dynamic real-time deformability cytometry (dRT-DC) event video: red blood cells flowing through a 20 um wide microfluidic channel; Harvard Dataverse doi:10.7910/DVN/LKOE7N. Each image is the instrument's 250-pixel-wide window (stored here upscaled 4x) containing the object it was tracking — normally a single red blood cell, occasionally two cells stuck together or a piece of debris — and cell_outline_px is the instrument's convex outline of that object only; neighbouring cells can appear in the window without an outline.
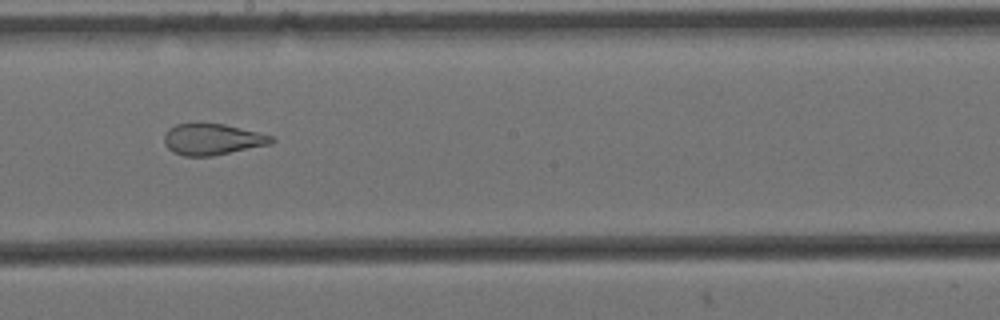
{"species": "Egyptian fruit bat (a non-hibernating species)", "species_latin": "Rousettus aegyptiacus", "temperature_condition": "cold", "stored_images_in_passage": 11, "camera_frame_rate_fps": 3000, "um_per_image_px": 0.085, "animal": {"sex": "female"}, "frame": {"image": 1, "passage_image": 8, "time_ms": 2.333, "image_size_px": [1000, 320], "cell_outline_px": [[276, 140], [272, 144], [212, 156], [184, 156], [172, 152], [164, 144], [164, 136], [168, 128], [176, 124], [224, 124], [276, 136]], "centroid_in_image_um": [18.09, 11.85], "position_along_channel_um": 230.1, "area_um2": 19.65}}